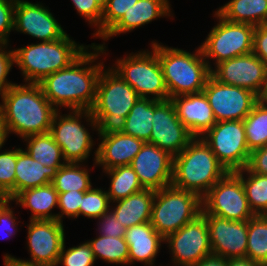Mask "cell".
Masks as SVG:
<instances>
[{"mask_svg":"<svg viewBox=\"0 0 267 266\" xmlns=\"http://www.w3.org/2000/svg\"><path fill=\"white\" fill-rule=\"evenodd\" d=\"M0 104V132L6 140L9 132L22 138L50 131L58 109L45 97L39 83L23 86L13 84L2 95Z\"/></svg>","mask_w":267,"mask_h":266,"instance_id":"cell-1","label":"cell"},{"mask_svg":"<svg viewBox=\"0 0 267 266\" xmlns=\"http://www.w3.org/2000/svg\"><path fill=\"white\" fill-rule=\"evenodd\" d=\"M92 49L97 53L86 50L68 67L46 76L39 82L48 101L58 107L66 106L71 110H90L96 99V88L102 64L81 67L94 62L98 52L105 51L103 45L93 43ZM93 60V61H92ZM81 67V68H80Z\"/></svg>","mask_w":267,"mask_h":266,"instance_id":"cell-2","label":"cell"},{"mask_svg":"<svg viewBox=\"0 0 267 266\" xmlns=\"http://www.w3.org/2000/svg\"><path fill=\"white\" fill-rule=\"evenodd\" d=\"M138 99L136 91L114 70H102L94 105L83 113L100 135L123 132L126 117Z\"/></svg>","mask_w":267,"mask_h":266,"instance_id":"cell-3","label":"cell"},{"mask_svg":"<svg viewBox=\"0 0 267 266\" xmlns=\"http://www.w3.org/2000/svg\"><path fill=\"white\" fill-rule=\"evenodd\" d=\"M227 172L204 140L194 137L173 157L171 185L196 193L202 199Z\"/></svg>","mask_w":267,"mask_h":266,"instance_id":"cell-4","label":"cell"},{"mask_svg":"<svg viewBox=\"0 0 267 266\" xmlns=\"http://www.w3.org/2000/svg\"><path fill=\"white\" fill-rule=\"evenodd\" d=\"M152 44L162 67L169 99L203 91L212 69L203 58L201 47L197 49V54H191L158 43Z\"/></svg>","mask_w":267,"mask_h":266,"instance_id":"cell-5","label":"cell"},{"mask_svg":"<svg viewBox=\"0 0 267 266\" xmlns=\"http://www.w3.org/2000/svg\"><path fill=\"white\" fill-rule=\"evenodd\" d=\"M14 51V63L22 70L25 80L39 83L46 76L68 67L84 51L65 34L56 41L31 44Z\"/></svg>","mask_w":267,"mask_h":266,"instance_id":"cell-6","label":"cell"},{"mask_svg":"<svg viewBox=\"0 0 267 266\" xmlns=\"http://www.w3.org/2000/svg\"><path fill=\"white\" fill-rule=\"evenodd\" d=\"M201 207L196 193L170 185L155 191L150 223L165 239L199 216Z\"/></svg>","mask_w":267,"mask_h":266,"instance_id":"cell-7","label":"cell"},{"mask_svg":"<svg viewBox=\"0 0 267 266\" xmlns=\"http://www.w3.org/2000/svg\"><path fill=\"white\" fill-rule=\"evenodd\" d=\"M118 67L114 71L137 93L139 98H148L155 95L156 101L169 100L162 67L158 55L153 49V54L140 52L122 60H117Z\"/></svg>","mask_w":267,"mask_h":266,"instance_id":"cell-8","label":"cell"},{"mask_svg":"<svg viewBox=\"0 0 267 266\" xmlns=\"http://www.w3.org/2000/svg\"><path fill=\"white\" fill-rule=\"evenodd\" d=\"M202 215H216L232 221H248L251 211L240 176L227 172L202 198Z\"/></svg>","mask_w":267,"mask_h":266,"instance_id":"cell-9","label":"cell"},{"mask_svg":"<svg viewBox=\"0 0 267 266\" xmlns=\"http://www.w3.org/2000/svg\"><path fill=\"white\" fill-rule=\"evenodd\" d=\"M205 135L201 138L228 172L247 167L251 151L247 146L243 120L216 122Z\"/></svg>","mask_w":267,"mask_h":266,"instance_id":"cell-10","label":"cell"},{"mask_svg":"<svg viewBox=\"0 0 267 266\" xmlns=\"http://www.w3.org/2000/svg\"><path fill=\"white\" fill-rule=\"evenodd\" d=\"M215 15L219 17V23L200 46L205 59L215 58L217 65L222 61L251 53L256 26L228 21L218 12Z\"/></svg>","mask_w":267,"mask_h":266,"instance_id":"cell-11","label":"cell"},{"mask_svg":"<svg viewBox=\"0 0 267 266\" xmlns=\"http://www.w3.org/2000/svg\"><path fill=\"white\" fill-rule=\"evenodd\" d=\"M203 92L213 110L216 122L244 120L259 100L252 91L220 83L212 75L208 78Z\"/></svg>","mask_w":267,"mask_h":266,"instance_id":"cell-12","label":"cell"},{"mask_svg":"<svg viewBox=\"0 0 267 266\" xmlns=\"http://www.w3.org/2000/svg\"><path fill=\"white\" fill-rule=\"evenodd\" d=\"M150 143L177 156L194 138L178 118L174 103L154 100Z\"/></svg>","mask_w":267,"mask_h":266,"instance_id":"cell-13","label":"cell"},{"mask_svg":"<svg viewBox=\"0 0 267 266\" xmlns=\"http://www.w3.org/2000/svg\"><path fill=\"white\" fill-rule=\"evenodd\" d=\"M165 241L173 253V261L182 266H193L212 254L206 218L200 214L178 231L169 234Z\"/></svg>","mask_w":267,"mask_h":266,"instance_id":"cell-14","label":"cell"},{"mask_svg":"<svg viewBox=\"0 0 267 266\" xmlns=\"http://www.w3.org/2000/svg\"><path fill=\"white\" fill-rule=\"evenodd\" d=\"M211 75L220 83L262 93L267 78V65L253 52L225 60L216 65Z\"/></svg>","mask_w":267,"mask_h":266,"instance_id":"cell-15","label":"cell"},{"mask_svg":"<svg viewBox=\"0 0 267 266\" xmlns=\"http://www.w3.org/2000/svg\"><path fill=\"white\" fill-rule=\"evenodd\" d=\"M82 112L84 110H73L75 116L69 114L64 117H58L57 110L52 120L49 133L61 147L63 160L66 162H83L82 160L89 156L93 145L89 132L83 125L81 126L79 121V117L83 114Z\"/></svg>","mask_w":267,"mask_h":266,"instance_id":"cell-16","label":"cell"},{"mask_svg":"<svg viewBox=\"0 0 267 266\" xmlns=\"http://www.w3.org/2000/svg\"><path fill=\"white\" fill-rule=\"evenodd\" d=\"M28 244L32 260L39 266H57L64 245V229L58 220H30Z\"/></svg>","mask_w":267,"mask_h":266,"instance_id":"cell-17","label":"cell"},{"mask_svg":"<svg viewBox=\"0 0 267 266\" xmlns=\"http://www.w3.org/2000/svg\"><path fill=\"white\" fill-rule=\"evenodd\" d=\"M208 224L212 254L226 259L246 257L248 221H232L216 215H203Z\"/></svg>","mask_w":267,"mask_h":266,"instance_id":"cell-18","label":"cell"},{"mask_svg":"<svg viewBox=\"0 0 267 266\" xmlns=\"http://www.w3.org/2000/svg\"><path fill=\"white\" fill-rule=\"evenodd\" d=\"M130 166L144 189L157 191L172 183L173 156L154 144L145 142Z\"/></svg>","mask_w":267,"mask_h":266,"instance_id":"cell-19","label":"cell"},{"mask_svg":"<svg viewBox=\"0 0 267 266\" xmlns=\"http://www.w3.org/2000/svg\"><path fill=\"white\" fill-rule=\"evenodd\" d=\"M14 28L42 42L56 41L66 34L48 9L23 0H16Z\"/></svg>","mask_w":267,"mask_h":266,"instance_id":"cell-20","label":"cell"},{"mask_svg":"<svg viewBox=\"0 0 267 266\" xmlns=\"http://www.w3.org/2000/svg\"><path fill=\"white\" fill-rule=\"evenodd\" d=\"M178 118L193 137H201L216 123L213 110L204 92L171 98Z\"/></svg>","mask_w":267,"mask_h":266,"instance_id":"cell-21","label":"cell"},{"mask_svg":"<svg viewBox=\"0 0 267 266\" xmlns=\"http://www.w3.org/2000/svg\"><path fill=\"white\" fill-rule=\"evenodd\" d=\"M100 137L102 142L95 152V163L103 165L104 170L130 165L145 143L123 132L100 135Z\"/></svg>","mask_w":267,"mask_h":266,"instance_id":"cell-22","label":"cell"},{"mask_svg":"<svg viewBox=\"0 0 267 266\" xmlns=\"http://www.w3.org/2000/svg\"><path fill=\"white\" fill-rule=\"evenodd\" d=\"M124 238L129 248L128 263L136 260L151 266L161 242L165 241L150 222L127 228Z\"/></svg>","mask_w":267,"mask_h":266,"instance_id":"cell-23","label":"cell"},{"mask_svg":"<svg viewBox=\"0 0 267 266\" xmlns=\"http://www.w3.org/2000/svg\"><path fill=\"white\" fill-rule=\"evenodd\" d=\"M60 167H47L34 160L26 151L17 149L15 197L22 191L52 183Z\"/></svg>","mask_w":267,"mask_h":266,"instance_id":"cell-24","label":"cell"},{"mask_svg":"<svg viewBox=\"0 0 267 266\" xmlns=\"http://www.w3.org/2000/svg\"><path fill=\"white\" fill-rule=\"evenodd\" d=\"M167 14L170 15L168 0H138L103 39L119 33H126Z\"/></svg>","mask_w":267,"mask_h":266,"instance_id":"cell-25","label":"cell"},{"mask_svg":"<svg viewBox=\"0 0 267 266\" xmlns=\"http://www.w3.org/2000/svg\"><path fill=\"white\" fill-rule=\"evenodd\" d=\"M155 191L142 189L127 198L117 200L113 210L116 220L126 228L150 222Z\"/></svg>","mask_w":267,"mask_h":266,"instance_id":"cell-26","label":"cell"},{"mask_svg":"<svg viewBox=\"0 0 267 266\" xmlns=\"http://www.w3.org/2000/svg\"><path fill=\"white\" fill-rule=\"evenodd\" d=\"M13 200L25 208H30L32 216L30 220H57V215L49 213L58 205V192L52 183L26 189L20 192Z\"/></svg>","mask_w":267,"mask_h":266,"instance_id":"cell-27","label":"cell"},{"mask_svg":"<svg viewBox=\"0 0 267 266\" xmlns=\"http://www.w3.org/2000/svg\"><path fill=\"white\" fill-rule=\"evenodd\" d=\"M217 12L231 22L267 24V0H231Z\"/></svg>","mask_w":267,"mask_h":266,"instance_id":"cell-28","label":"cell"},{"mask_svg":"<svg viewBox=\"0 0 267 266\" xmlns=\"http://www.w3.org/2000/svg\"><path fill=\"white\" fill-rule=\"evenodd\" d=\"M153 114L154 99L139 98L126 117L123 133L150 143Z\"/></svg>","mask_w":267,"mask_h":266,"instance_id":"cell-29","label":"cell"},{"mask_svg":"<svg viewBox=\"0 0 267 266\" xmlns=\"http://www.w3.org/2000/svg\"><path fill=\"white\" fill-rule=\"evenodd\" d=\"M28 141L26 152L36 161L47 167H62L65 163L60 162L63 158L61 147L48 133L25 137Z\"/></svg>","mask_w":267,"mask_h":266,"instance_id":"cell-30","label":"cell"},{"mask_svg":"<svg viewBox=\"0 0 267 266\" xmlns=\"http://www.w3.org/2000/svg\"><path fill=\"white\" fill-rule=\"evenodd\" d=\"M246 258L267 266V215L248 220Z\"/></svg>","mask_w":267,"mask_h":266,"instance_id":"cell-31","label":"cell"},{"mask_svg":"<svg viewBox=\"0 0 267 266\" xmlns=\"http://www.w3.org/2000/svg\"><path fill=\"white\" fill-rule=\"evenodd\" d=\"M267 104L258 100L244 118L247 146L250 151L267 145Z\"/></svg>","mask_w":267,"mask_h":266,"instance_id":"cell-32","label":"cell"},{"mask_svg":"<svg viewBox=\"0 0 267 266\" xmlns=\"http://www.w3.org/2000/svg\"><path fill=\"white\" fill-rule=\"evenodd\" d=\"M111 176V185L107 195L113 202L127 198L144 189L136 172L130 165L118 166L105 170Z\"/></svg>","mask_w":267,"mask_h":266,"instance_id":"cell-33","label":"cell"},{"mask_svg":"<svg viewBox=\"0 0 267 266\" xmlns=\"http://www.w3.org/2000/svg\"><path fill=\"white\" fill-rule=\"evenodd\" d=\"M249 173L247 180L243 173ZM241 178L249 207L254 215H267V175L251 172L247 167L235 171Z\"/></svg>","mask_w":267,"mask_h":266,"instance_id":"cell-34","label":"cell"},{"mask_svg":"<svg viewBox=\"0 0 267 266\" xmlns=\"http://www.w3.org/2000/svg\"><path fill=\"white\" fill-rule=\"evenodd\" d=\"M52 184L58 193L72 190L88 191L92 187L88 171L81 169L78 163L73 162H65L57 170Z\"/></svg>","mask_w":267,"mask_h":266,"instance_id":"cell-35","label":"cell"},{"mask_svg":"<svg viewBox=\"0 0 267 266\" xmlns=\"http://www.w3.org/2000/svg\"><path fill=\"white\" fill-rule=\"evenodd\" d=\"M95 259L97 257L108 263L127 264L129 257L128 244L124 237H111L99 235L96 239L89 241Z\"/></svg>","mask_w":267,"mask_h":266,"instance_id":"cell-36","label":"cell"},{"mask_svg":"<svg viewBox=\"0 0 267 266\" xmlns=\"http://www.w3.org/2000/svg\"><path fill=\"white\" fill-rule=\"evenodd\" d=\"M5 140L0 142V148ZM17 163V149L0 153V191L6 199L15 198V168Z\"/></svg>","mask_w":267,"mask_h":266,"instance_id":"cell-37","label":"cell"},{"mask_svg":"<svg viewBox=\"0 0 267 266\" xmlns=\"http://www.w3.org/2000/svg\"><path fill=\"white\" fill-rule=\"evenodd\" d=\"M110 199L107 192L101 189H92V187L85 191L82 198V203L79 208V215L82 214L88 218H99L107 213Z\"/></svg>","mask_w":267,"mask_h":266,"instance_id":"cell-38","label":"cell"},{"mask_svg":"<svg viewBox=\"0 0 267 266\" xmlns=\"http://www.w3.org/2000/svg\"><path fill=\"white\" fill-rule=\"evenodd\" d=\"M138 0H107L101 18V37L103 38Z\"/></svg>","mask_w":267,"mask_h":266,"instance_id":"cell-39","label":"cell"},{"mask_svg":"<svg viewBox=\"0 0 267 266\" xmlns=\"http://www.w3.org/2000/svg\"><path fill=\"white\" fill-rule=\"evenodd\" d=\"M65 249V243L60 252L58 264L62 263L64 266H93L95 259L93 250L88 242L77 246Z\"/></svg>","mask_w":267,"mask_h":266,"instance_id":"cell-40","label":"cell"},{"mask_svg":"<svg viewBox=\"0 0 267 266\" xmlns=\"http://www.w3.org/2000/svg\"><path fill=\"white\" fill-rule=\"evenodd\" d=\"M85 191H68L65 193H58V205L61 209L60 215L57 214V220L61 221V217L63 214L69 217H78L79 216V208L82 203V198L84 196Z\"/></svg>","mask_w":267,"mask_h":266,"instance_id":"cell-41","label":"cell"},{"mask_svg":"<svg viewBox=\"0 0 267 266\" xmlns=\"http://www.w3.org/2000/svg\"><path fill=\"white\" fill-rule=\"evenodd\" d=\"M77 12L88 19L90 23L99 26L96 36L101 37V18L103 15V8L95 0H72Z\"/></svg>","mask_w":267,"mask_h":266,"instance_id":"cell-42","label":"cell"},{"mask_svg":"<svg viewBox=\"0 0 267 266\" xmlns=\"http://www.w3.org/2000/svg\"><path fill=\"white\" fill-rule=\"evenodd\" d=\"M16 0H0V42L7 43V35L14 30Z\"/></svg>","mask_w":267,"mask_h":266,"instance_id":"cell-43","label":"cell"},{"mask_svg":"<svg viewBox=\"0 0 267 266\" xmlns=\"http://www.w3.org/2000/svg\"><path fill=\"white\" fill-rule=\"evenodd\" d=\"M4 45H7V43L0 42V95L13 85V83L6 81V77L14 63V51L6 52V50H2Z\"/></svg>","mask_w":267,"mask_h":266,"instance_id":"cell-44","label":"cell"},{"mask_svg":"<svg viewBox=\"0 0 267 266\" xmlns=\"http://www.w3.org/2000/svg\"><path fill=\"white\" fill-rule=\"evenodd\" d=\"M102 219L101 223V235L111 237H124L127 228L116 220L113 212H107L98 219Z\"/></svg>","mask_w":267,"mask_h":266,"instance_id":"cell-45","label":"cell"},{"mask_svg":"<svg viewBox=\"0 0 267 266\" xmlns=\"http://www.w3.org/2000/svg\"><path fill=\"white\" fill-rule=\"evenodd\" d=\"M252 52L267 65V24L255 27Z\"/></svg>","mask_w":267,"mask_h":266,"instance_id":"cell-46","label":"cell"},{"mask_svg":"<svg viewBox=\"0 0 267 266\" xmlns=\"http://www.w3.org/2000/svg\"><path fill=\"white\" fill-rule=\"evenodd\" d=\"M247 168L260 175H267V145L250 152Z\"/></svg>","mask_w":267,"mask_h":266,"instance_id":"cell-47","label":"cell"},{"mask_svg":"<svg viewBox=\"0 0 267 266\" xmlns=\"http://www.w3.org/2000/svg\"><path fill=\"white\" fill-rule=\"evenodd\" d=\"M9 201L6 199L1 205H0V225L4 228L3 230L7 232L8 235H13L12 227L15 228L16 217H13V211L9 207ZM15 218V219H14Z\"/></svg>","mask_w":267,"mask_h":266,"instance_id":"cell-48","label":"cell"},{"mask_svg":"<svg viewBox=\"0 0 267 266\" xmlns=\"http://www.w3.org/2000/svg\"><path fill=\"white\" fill-rule=\"evenodd\" d=\"M193 266H227V259L222 256L211 254Z\"/></svg>","mask_w":267,"mask_h":266,"instance_id":"cell-49","label":"cell"},{"mask_svg":"<svg viewBox=\"0 0 267 266\" xmlns=\"http://www.w3.org/2000/svg\"><path fill=\"white\" fill-rule=\"evenodd\" d=\"M227 266H265V265L253 262L252 260L246 257H241V258L227 259Z\"/></svg>","mask_w":267,"mask_h":266,"instance_id":"cell-50","label":"cell"},{"mask_svg":"<svg viewBox=\"0 0 267 266\" xmlns=\"http://www.w3.org/2000/svg\"><path fill=\"white\" fill-rule=\"evenodd\" d=\"M4 262L5 266H39L30 262H26L22 259H16L14 257H11L10 255L4 256Z\"/></svg>","mask_w":267,"mask_h":266,"instance_id":"cell-51","label":"cell"},{"mask_svg":"<svg viewBox=\"0 0 267 266\" xmlns=\"http://www.w3.org/2000/svg\"><path fill=\"white\" fill-rule=\"evenodd\" d=\"M259 100L263 103H267V78H266V81H265V86H264V89L262 91V93L260 94L259 96Z\"/></svg>","mask_w":267,"mask_h":266,"instance_id":"cell-52","label":"cell"},{"mask_svg":"<svg viewBox=\"0 0 267 266\" xmlns=\"http://www.w3.org/2000/svg\"><path fill=\"white\" fill-rule=\"evenodd\" d=\"M102 8L106 6L107 0H95Z\"/></svg>","mask_w":267,"mask_h":266,"instance_id":"cell-53","label":"cell"},{"mask_svg":"<svg viewBox=\"0 0 267 266\" xmlns=\"http://www.w3.org/2000/svg\"><path fill=\"white\" fill-rule=\"evenodd\" d=\"M6 200L5 195L0 191V205Z\"/></svg>","mask_w":267,"mask_h":266,"instance_id":"cell-54","label":"cell"},{"mask_svg":"<svg viewBox=\"0 0 267 266\" xmlns=\"http://www.w3.org/2000/svg\"><path fill=\"white\" fill-rule=\"evenodd\" d=\"M3 139H2V136H1V132H0V142L2 141Z\"/></svg>","mask_w":267,"mask_h":266,"instance_id":"cell-55","label":"cell"}]
</instances>
